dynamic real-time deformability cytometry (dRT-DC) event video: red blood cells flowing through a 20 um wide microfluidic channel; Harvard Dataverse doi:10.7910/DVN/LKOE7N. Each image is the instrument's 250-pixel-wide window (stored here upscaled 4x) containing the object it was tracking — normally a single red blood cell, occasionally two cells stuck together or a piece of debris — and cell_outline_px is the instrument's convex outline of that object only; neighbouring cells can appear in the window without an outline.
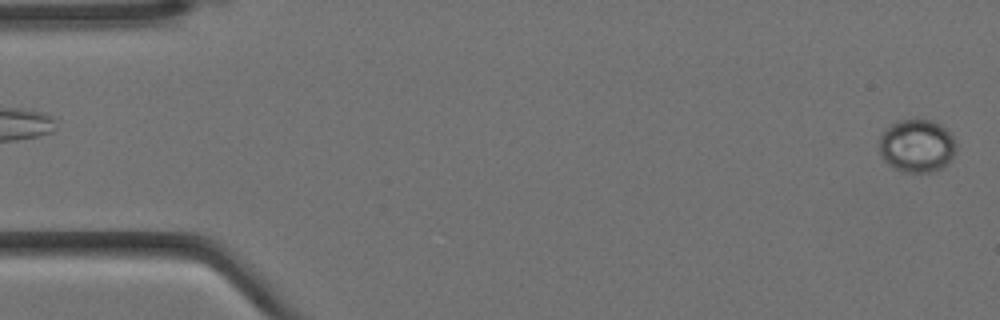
{"species": "Egyptian fruit bat (a non-hibernating species)", "species_latin": "Rousettus aegyptiacus", "temperature_condition": "cold", "stored_images_in_passage": 6, "camera_frame_rate_fps": 3000, "um_per_image_px": 0.085, "animal": {"sex": "female"}, "frame": {"image": 1, "passage_image": 6, "time_ms": 1.667, "image_size_px": [1000, 320], "cell_outline_px": [[956, 152], [952, 160], [948, 164], [932, 172], [904, 172], [888, 164], [880, 156], [880, 132], [896, 120], [916, 116], [932, 120], [940, 124], [952, 136], [956, 148]], "centroid_in_image_um": [77.92, 12.35], "position_along_channel_um": 7.1, "area_um2": 24.39}}